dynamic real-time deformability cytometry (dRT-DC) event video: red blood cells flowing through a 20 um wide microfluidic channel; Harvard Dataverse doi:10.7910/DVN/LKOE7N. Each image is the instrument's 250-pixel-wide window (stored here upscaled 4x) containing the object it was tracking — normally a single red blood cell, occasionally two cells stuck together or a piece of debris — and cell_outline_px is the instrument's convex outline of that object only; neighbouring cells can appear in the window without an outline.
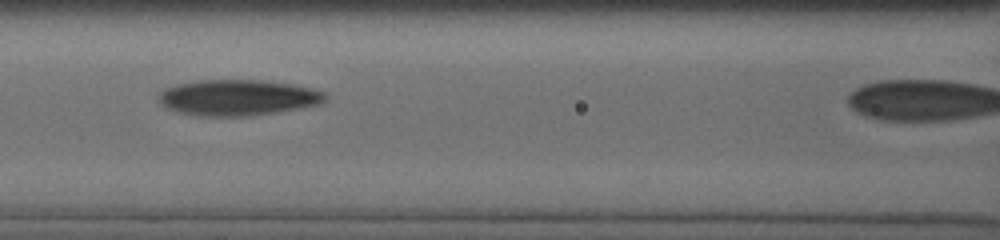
{"species": "human", "species_latin": "Homo sapiens", "temperature_condition": "cold", "stored_images_in_passage": 14, "camera_frame_rate_fps": 3000, "um_per_image_px": 0.085, "donor": {"sex": "male"}, "frame": {"image": 1, "passage_image": 10, "time_ms": 5.333, "image_size_px": [1000, 240], "cell_outline_px": [[328, 96], [320, 104], [272, 112], [244, 116], [200, 116], [180, 112], [168, 108], [160, 104], [160, 92], [164, 88], [176, 84], [196, 80], [264, 80], [292, 84], [324, 92]], "centroid_in_image_um": [20.17, 8.28], "position_along_channel_um": 146.4, "area_um2": 34.45}}
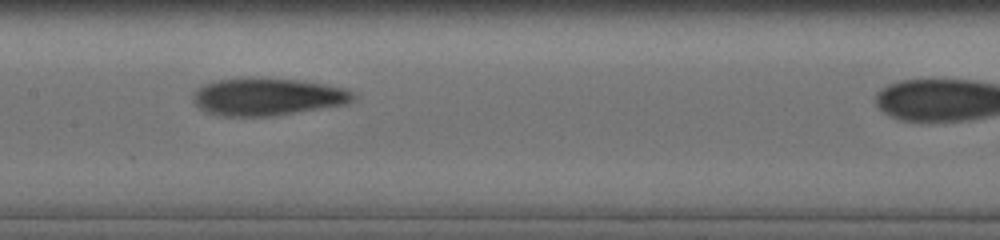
{"frame": {"image": 2, "passage_image": 12, "time_ms": 6.333, "image_size_px": [1000, 240], "cell_outline_px": [[352, 100], [344, 104], [272, 116], [224, 116], [208, 112], [200, 108], [192, 100], [192, 96], [196, 88], [204, 84], [220, 80], [256, 76], [260, 76], [300, 80], [324, 84], [340, 88], [352, 92]], "centroid_in_image_um": [22.65, 8.2], "position_along_channel_um": 184.7, "area_um2": 34.8}}